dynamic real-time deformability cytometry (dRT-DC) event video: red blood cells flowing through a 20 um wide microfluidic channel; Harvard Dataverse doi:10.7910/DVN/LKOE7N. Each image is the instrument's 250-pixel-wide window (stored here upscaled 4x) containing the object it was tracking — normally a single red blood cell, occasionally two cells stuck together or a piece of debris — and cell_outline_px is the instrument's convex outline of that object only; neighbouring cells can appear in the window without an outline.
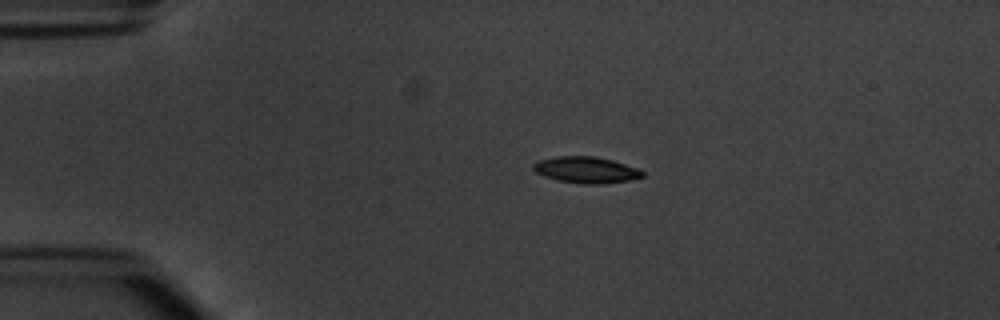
{"species": "common noctule bat (a hibernating species)", "species_latin": "Nyctalus noctula", "temperature_condition": "warm", "stored_images_in_passage": 3, "camera_frame_rate_fps": 3000, "um_per_image_px": 0.085, "animal": {"sex": "male", "body_mass_g": 20.1, "forearm_length_mm": 53.5}, "frame": {"image": 1, "passage_image": 1, "time_ms": 0.0, "image_size_px": [1000, 320], "cell_outline_px": [[644, 176], [628, 180], [600, 184], [580, 184], [560, 180], [544, 176], [536, 172], [532, 168], [532, 164], [540, 160], [556, 156], [596, 156], [612, 160], [636, 168], [644, 172]], "centroid_in_image_um": [49.8, 14.43], "position_along_channel_um": 35.2, "area_um2": 16.59}}
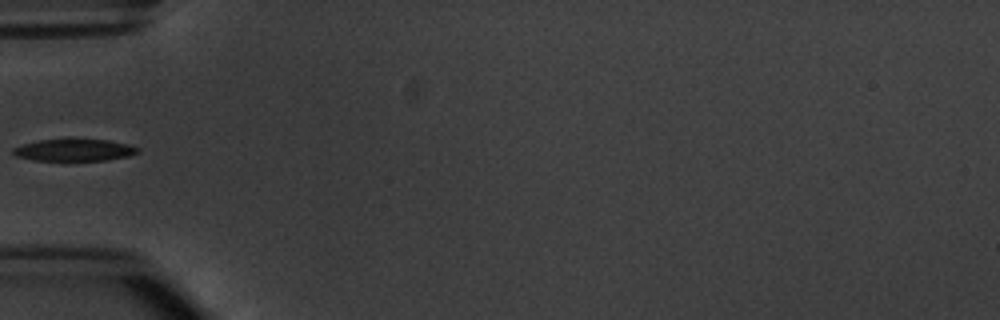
{"frame": {"image": 2, "passage_image": 3, "time_ms": 2.333, "image_size_px": [1000, 320], "cell_outline_px": [[140, 152], [128, 156], [108, 160], [32, 160], [16, 156], [12, 152], [12, 148], [24, 144], [40, 140], [68, 136], [72, 136], [108, 140], [128, 144], [140, 148]], "centroid_in_image_um": [6.33, 12.7], "position_along_channel_um": 78.7, "area_um2": 16.76}}